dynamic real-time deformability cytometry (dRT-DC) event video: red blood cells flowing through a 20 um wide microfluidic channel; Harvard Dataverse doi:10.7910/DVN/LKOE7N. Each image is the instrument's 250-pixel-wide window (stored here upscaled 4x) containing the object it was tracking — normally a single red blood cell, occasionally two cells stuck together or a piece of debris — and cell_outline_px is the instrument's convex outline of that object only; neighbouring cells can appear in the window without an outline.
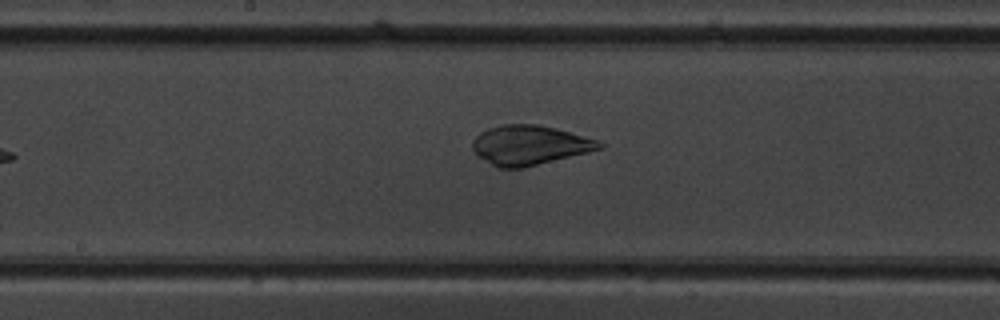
{"species": "common noctule bat (a hibernating species)", "species_latin": "Nyctalus noctula", "temperature_condition": "warm", "stored_images_in_passage": 9, "camera_frame_rate_fps": 3000, "um_per_image_px": 0.085, "animal": {"sex": "male", "body_mass_g": 19.5, "forearm_length_mm": 54.6}, "frame": {"image": 1, "passage_image": 9, "time_ms": 9.333, "image_size_px": [1000, 320], "cell_outline_px": [[604, 148], [524, 168], [500, 168], [492, 164], [480, 156], [472, 148], [472, 140], [480, 132], [488, 128], [500, 124], [536, 124], [556, 128], [596, 140], [604, 144]], "centroid_in_image_um": [45.01, 12.33], "position_along_channel_um": 203.2, "area_um2": 29.02}}